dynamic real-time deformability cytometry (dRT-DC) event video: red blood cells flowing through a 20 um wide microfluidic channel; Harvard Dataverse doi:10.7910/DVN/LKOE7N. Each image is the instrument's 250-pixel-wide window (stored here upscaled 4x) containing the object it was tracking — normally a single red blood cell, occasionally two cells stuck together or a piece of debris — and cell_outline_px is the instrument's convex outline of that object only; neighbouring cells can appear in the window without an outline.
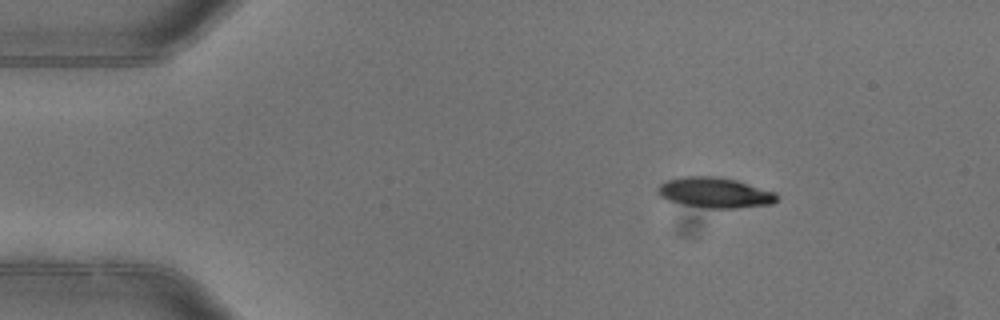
{"species": "common noctule bat (a hibernating species)", "species_latin": "Nyctalus noctula", "temperature_condition": "warm", "stored_images_in_passage": 6, "camera_frame_rate_fps": 3000, "um_per_image_px": 0.085, "animal": {"sex": "female"}, "frame": {"image": 1, "passage_image": 3, "time_ms": 0.667, "image_size_px": [1000, 320], "cell_outline_px": [[780, 196], [772, 204], [736, 208], [708, 208], [684, 204], [668, 200], [660, 196], [656, 192], [656, 188], [660, 184], [668, 180], [684, 176], [716, 176], [736, 180], [776, 192]], "centroid_in_image_um": [60.77, 16.37], "position_along_channel_um": 24.2, "area_um2": 21.1}}